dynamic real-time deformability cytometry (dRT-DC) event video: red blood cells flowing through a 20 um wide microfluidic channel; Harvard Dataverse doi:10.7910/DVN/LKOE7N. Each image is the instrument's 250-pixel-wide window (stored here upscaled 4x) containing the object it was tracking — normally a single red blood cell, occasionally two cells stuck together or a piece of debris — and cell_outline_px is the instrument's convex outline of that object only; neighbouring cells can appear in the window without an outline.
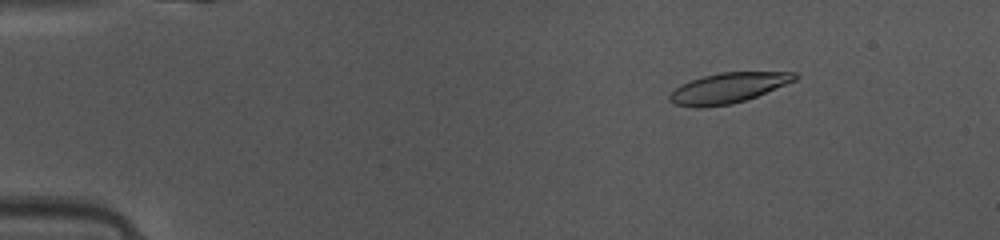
{"species": "common noctule bat (a hibernating species)", "species_latin": "Nyctalus noctula", "temperature_condition": "warm", "stored_images_in_passage": 44, "camera_frame_rate_fps": 3000, "um_per_image_px": 0.085, "animal": {"sex": "female", "body_mass_g": 10.0, "forearm_length_mm": 53.1}, "frame": {"image": 1, "passage_image": 7, "time_ms": 2.0, "image_size_px": [1000, 240], "cell_outline_px": [[800, 76], [796, 80], [756, 96], [732, 104], [700, 108], [676, 104], [668, 100], [668, 96], [676, 88], [692, 80], [704, 76], [720, 72], [796, 72]], "centroid_in_image_um": [61.91, 7.47], "position_along_channel_um": 23.1, "area_um2": 21.79}}
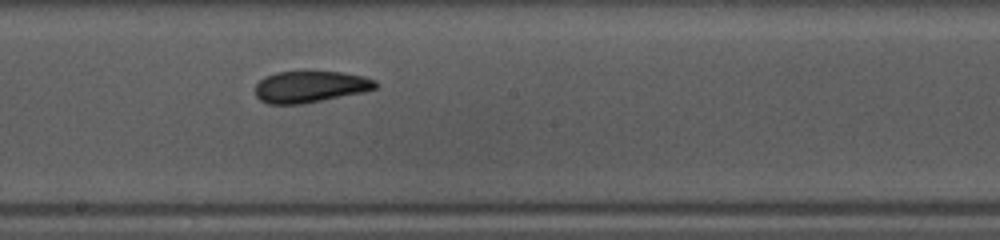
{"frame": {"image": 2, "passage_image": 27, "time_ms": 8.667, "image_size_px": [1000, 240], "cell_outline_px": [[380, 84], [376, 88], [364, 92], [304, 104], [268, 104], [260, 100], [256, 96], [256, 84], [264, 76], [276, 72], [304, 68], [340, 72], [364, 76], [376, 80]], "centroid_in_image_um": [26.38, 7.32], "position_along_channel_um": 221.8, "area_um2": 23.18}}
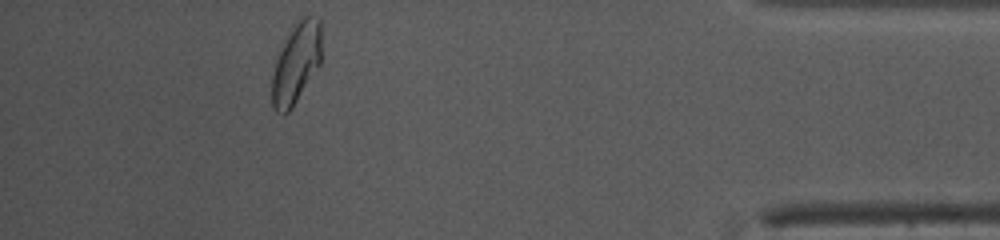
{"frame": {"image": 3, "passage_image": 44, "time_ms": 14.333, "image_size_px": [1000, 240], "cell_outline_px": [[320, 64], [292, 108], [288, 112], [276, 112], [272, 104], [272, 76], [276, 60], [292, 24], [300, 16], [308, 12], [320, 16]], "centroid_in_image_um": [25.19, 5.27], "position_along_channel_um": 410.0, "area_um2": 23.41}, "authors_computed_cell_mechanics": {"area_um2": 22.4264, "velocity_mm_per_s": 4.13, "shape_relaxation_time_tau1_ms": 4.0255, "shape_relaxation_time_tau2_ms": 2.1857, "deformation_change_tau1": 0.1285, "deformation_change_tau2": 0.0885}}